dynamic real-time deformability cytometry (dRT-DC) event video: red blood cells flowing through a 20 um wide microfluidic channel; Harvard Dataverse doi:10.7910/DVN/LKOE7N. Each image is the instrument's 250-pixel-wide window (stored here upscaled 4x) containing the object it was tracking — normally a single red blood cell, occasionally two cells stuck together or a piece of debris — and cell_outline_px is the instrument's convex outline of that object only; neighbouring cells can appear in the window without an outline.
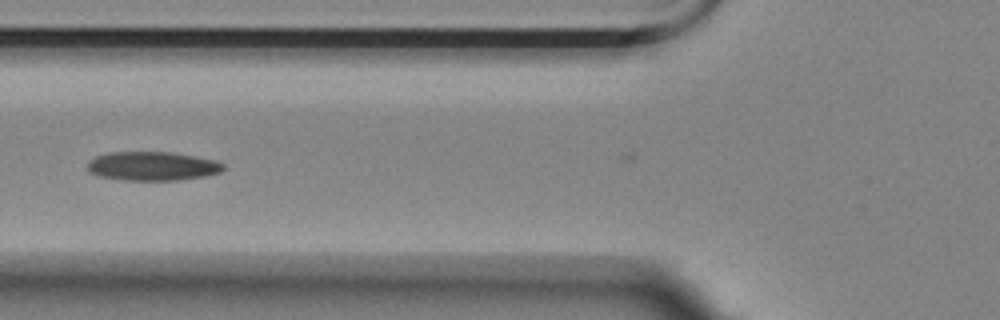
{"species": "Egyptian fruit bat (a non-hibernating species)", "species_latin": "Rousettus aegyptiacus", "temperature_condition": "room temperature", "stored_images_in_passage": 3, "camera_frame_rate_fps": 3000, "um_per_image_px": 0.085, "animal": {"sex": "female"}, "frame": {"image": 1, "passage_image": 2, "time_ms": 0.333, "image_size_px": [1000, 320], "cell_outline_px": [[224, 168], [220, 172], [204, 176], [180, 180], [124, 180], [96, 176], [88, 172], [88, 164], [96, 156], [112, 152], [168, 152], [216, 160], [224, 164]], "centroid_in_image_um": [12.94, 14.13], "position_along_channel_um": 112.9, "area_um2": 22.77}}